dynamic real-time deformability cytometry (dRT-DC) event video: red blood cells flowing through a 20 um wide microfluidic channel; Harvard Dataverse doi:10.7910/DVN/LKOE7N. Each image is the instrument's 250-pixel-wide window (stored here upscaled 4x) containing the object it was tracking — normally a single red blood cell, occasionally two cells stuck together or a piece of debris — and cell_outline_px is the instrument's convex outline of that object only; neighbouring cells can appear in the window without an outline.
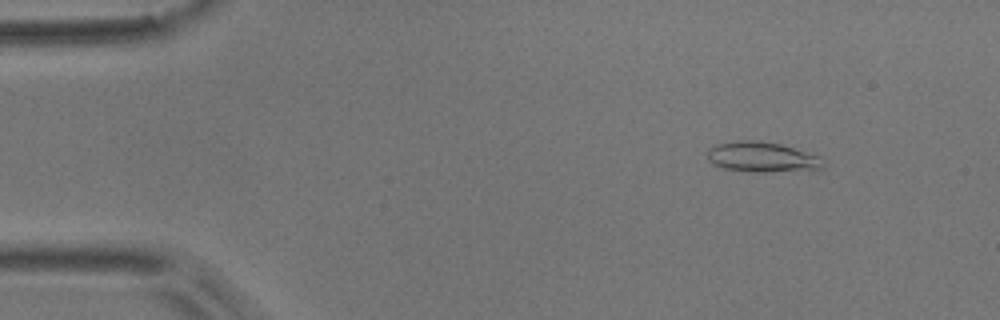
{"species": "common noctule bat (a hibernating species)", "species_latin": "Nyctalus noctula", "temperature_condition": "room temperature", "stored_images_in_passage": 3, "camera_frame_rate_fps": 3000, "um_per_image_px": 0.085, "animal": {"sex": "male", "body_mass_g": 17.9}, "frame": {"image": 1, "passage_image": 1, "time_ms": 0.0, "image_size_px": [1000, 320], "cell_outline_px": [[828, 164], [824, 168], [764, 172], [752, 172], [724, 168], [712, 164], [708, 160], [708, 148], [712, 144], [736, 140], [756, 140], [780, 144], [820, 156]], "centroid_in_image_um": [64.75, 13.34], "position_along_channel_um": 20.2, "area_um2": 20.58}}